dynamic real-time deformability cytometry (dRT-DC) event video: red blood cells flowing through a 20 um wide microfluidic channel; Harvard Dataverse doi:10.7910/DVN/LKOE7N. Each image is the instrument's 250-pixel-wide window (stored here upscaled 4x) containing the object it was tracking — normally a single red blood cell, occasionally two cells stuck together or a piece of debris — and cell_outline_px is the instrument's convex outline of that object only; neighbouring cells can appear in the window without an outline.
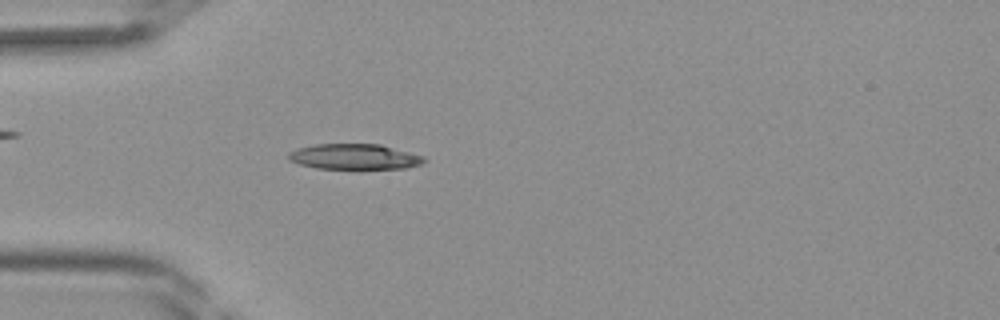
{"species": "Egyptian fruit bat (a non-hibernating species)", "species_latin": "Rousettus aegyptiacus", "temperature_condition": "room temperature", "stored_images_in_passage": 35, "camera_frame_rate_fps": 3000, "um_per_image_px": 0.085, "frame": {"image": 1, "passage_image": 6, "time_ms": 1.667, "image_size_px": [1000, 320], "cell_outline_px": [[428, 160], [420, 164], [404, 168], [360, 172], [316, 168], [300, 164], [288, 160], [288, 152], [296, 148], [316, 144], [380, 144], [424, 156]], "centroid_in_image_um": [30.13, 13.37], "position_along_channel_um": 54.9, "area_um2": 21.27}}
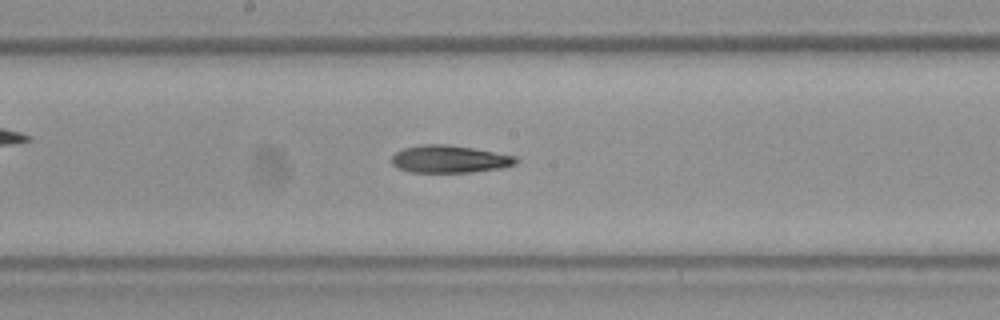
{"frame": {"image": 2, "passage_image": 16, "time_ms": 5.0, "image_size_px": [1000, 320], "cell_outline_px": [[520, 160], [516, 164], [504, 168], [472, 172], [412, 172], [396, 168], [392, 164], [392, 156], [396, 152], [404, 148], [420, 144], [448, 144], [472, 148], [516, 156]], "centroid_in_image_um": [38.23, 13.52], "position_along_channel_um": 210.0, "area_um2": 20.06}}
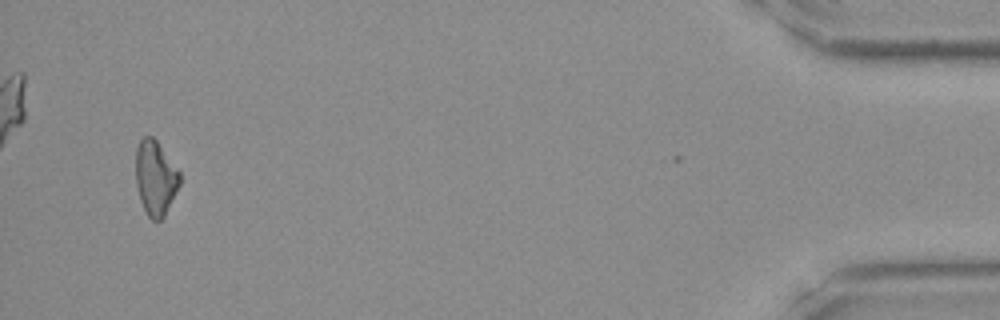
{"frame": {"image": 3, "passage_image": 34, "time_ms": 11.0, "image_size_px": [1000, 320], "cell_outline_px": [[180, 184], [164, 216], [160, 220], [152, 220], [148, 216], [140, 200], [136, 184], [136, 148], [140, 140], [144, 136], [152, 136], [156, 140], [180, 172]], "centroid_in_image_um": [13.2, 15.11], "position_along_channel_um": 422.0, "area_um2": 18.96}}